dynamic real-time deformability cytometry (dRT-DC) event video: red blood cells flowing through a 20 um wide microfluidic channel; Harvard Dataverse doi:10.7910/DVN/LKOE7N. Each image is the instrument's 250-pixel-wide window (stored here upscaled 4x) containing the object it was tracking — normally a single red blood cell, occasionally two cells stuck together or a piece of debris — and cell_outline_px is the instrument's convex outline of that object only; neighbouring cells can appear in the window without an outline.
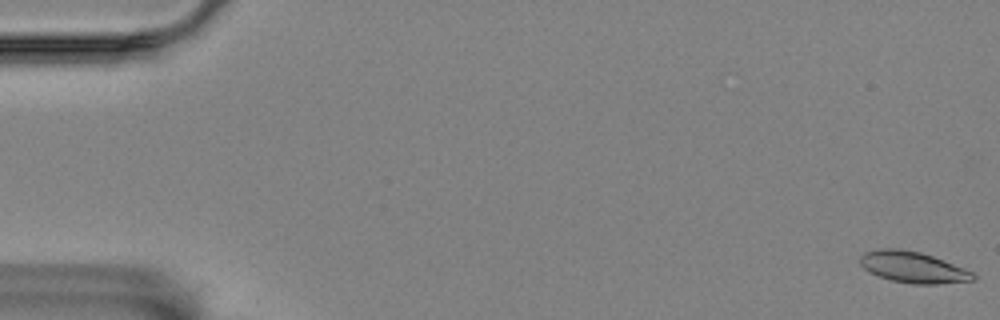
{"species": "Egyptian fruit bat (a non-hibernating species)", "species_latin": "Rousettus aegyptiacus", "temperature_condition": "room temperature", "stored_images_in_passage": 57, "camera_frame_rate_fps": 3000, "um_per_image_px": 0.085, "animal": {"sex": "female"}, "frame": {"image": 1, "passage_image": 1, "time_ms": 0.0, "image_size_px": [1000, 320], "cell_outline_px": [[976, 280], [936, 284], [912, 284], [892, 280], [868, 272], [860, 264], [860, 256], [864, 252], [880, 248], [896, 248], [920, 252], [932, 256], [972, 272], [976, 276]], "centroid_in_image_um": [77.57, 22.71], "position_along_channel_um": 7.4, "area_um2": 20.35}}
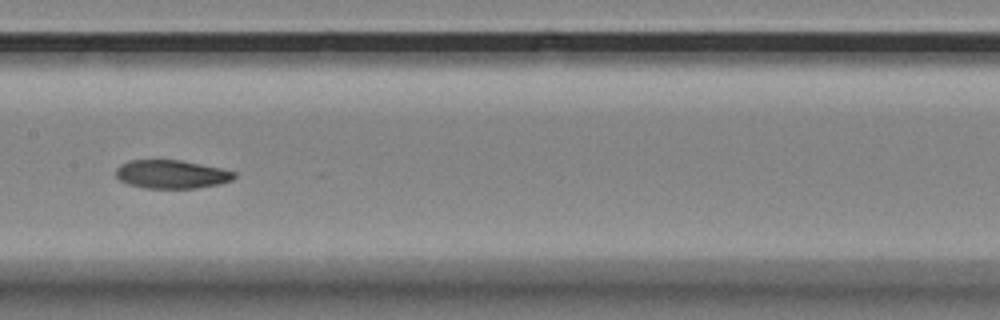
{"frame": {"image": 2, "passage_image": 29, "time_ms": 9.333, "image_size_px": [1000, 320], "cell_outline_px": [[236, 176], [232, 180], [220, 184], [196, 188], [144, 188], [128, 184], [120, 180], [116, 176], [116, 168], [120, 164], [128, 160], [180, 160], [220, 168], [236, 172]], "centroid_in_image_um": [14.57, 14.81], "position_along_channel_um": 192.8, "area_um2": 19.65}}
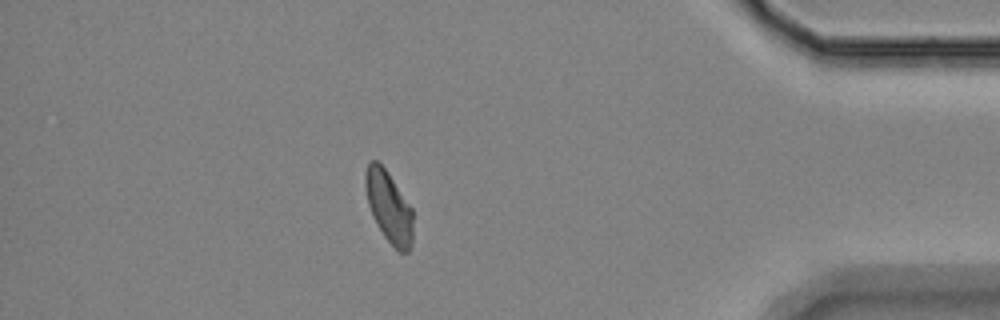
{"frame": {"image": 3, "passage_image": 50, "time_ms": 16.333, "image_size_px": [1000, 320], "cell_outline_px": [[412, 244], [408, 252], [400, 252], [384, 236], [376, 224], [372, 216], [368, 204], [364, 184], [364, 176], [368, 164], [372, 160], [376, 160], [388, 172], [412, 208]], "centroid_in_image_um": [33.04, 17.58], "position_along_channel_um": 402.2, "area_um2": 19.71}, "authors_computed_cell_mechanics": {"area_um2": 20.2878, "velocity_mm_per_s": 3.5411, "shape_relaxation_time_tau1_ms": null, "shape_relaxation_time_tau2_ms": 6.0508, "deformation_change_tau1": null, "deformation_change_tau2": 0.1088}}